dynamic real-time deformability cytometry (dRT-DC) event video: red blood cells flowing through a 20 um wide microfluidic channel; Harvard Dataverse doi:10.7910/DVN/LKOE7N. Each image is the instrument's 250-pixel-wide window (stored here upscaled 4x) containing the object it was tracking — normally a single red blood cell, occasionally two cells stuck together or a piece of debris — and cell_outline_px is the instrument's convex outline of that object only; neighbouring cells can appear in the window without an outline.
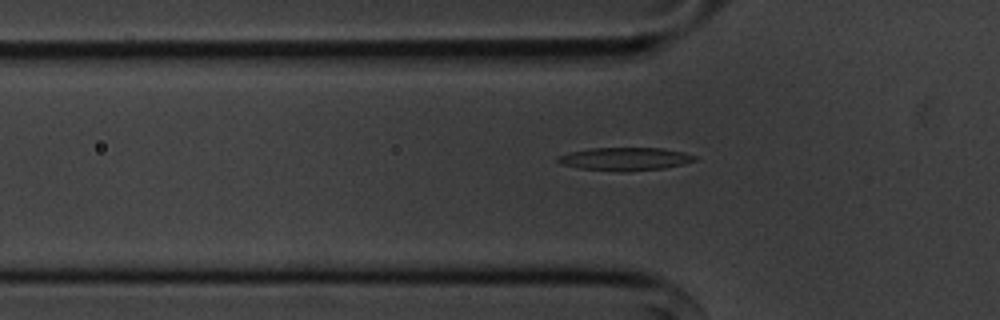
{"species": "common noctule bat (a hibernating species)", "species_latin": "Nyctalus noctula", "temperature_condition": "cold", "stored_images_in_passage": 56, "segment_of_instrument_passage": [1, 2], "camera_frame_rate_fps": 3000, "um_per_image_px": 0.085, "animal": {"sex": "male", "body_mass_g": 20.1, "forearm_length_mm": 53.5}, "frame": {"image": 1, "passage_image": 18, "time_ms": 5.667, "image_size_px": [1000, 320], "cell_outline_px": [[696, 160], [684, 164], [664, 168], [628, 172], [620, 172], [580, 168], [560, 164], [556, 160], [556, 156], [568, 152], [592, 148], [660, 148], [684, 152], [696, 156]], "centroid_in_image_um": [53.1, 13.52], "position_along_channel_um": 72.7, "area_um2": 18.55}}
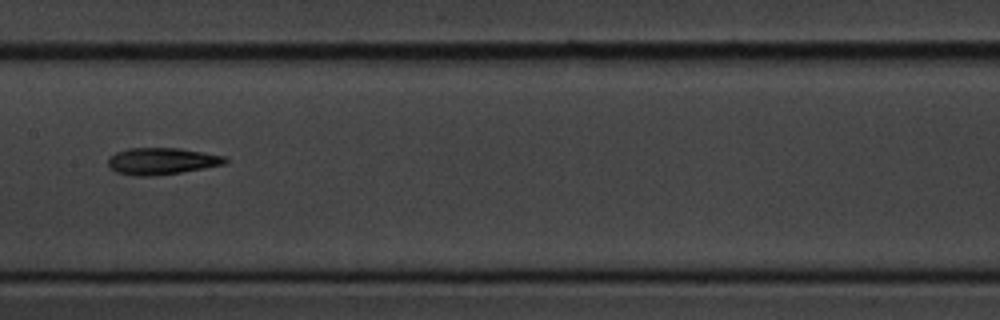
{"frame": {"image": 2, "passage_image": 28, "time_ms": 9.0, "image_size_px": [1000, 320], "cell_outline_px": [[228, 160], [224, 164], [204, 168], [180, 172], [152, 176], [132, 176], [116, 172], [108, 168], [108, 156], [116, 152], [128, 148], [180, 148], [224, 156]], "centroid_in_image_um": [13.68, 13.7], "position_along_channel_um": 193.7, "area_um2": 18.32}}
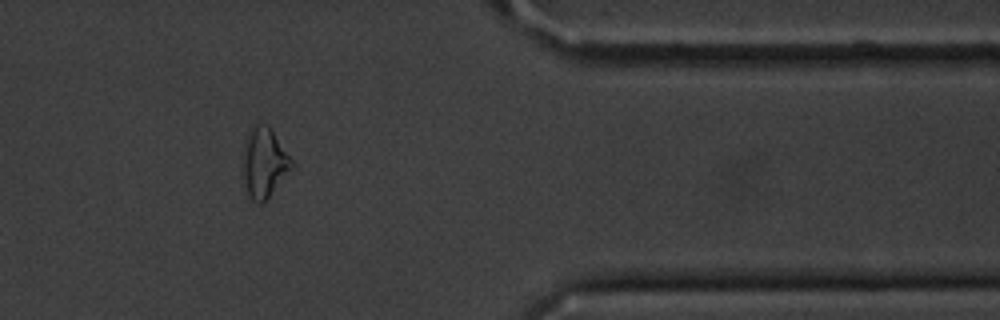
{"frame": {"image": 3, "passage_image": 46, "time_ms": 15.0, "image_size_px": [1000, 320], "cell_outline_px": [[296, 164], [268, 196], [260, 204], [256, 204], [248, 196], [244, 172], [244, 160], [248, 128], [256, 124], [268, 124]], "centroid_in_image_um": [22.49, 13.8], "position_along_channel_um": 388.9, "area_um2": 19.42}}